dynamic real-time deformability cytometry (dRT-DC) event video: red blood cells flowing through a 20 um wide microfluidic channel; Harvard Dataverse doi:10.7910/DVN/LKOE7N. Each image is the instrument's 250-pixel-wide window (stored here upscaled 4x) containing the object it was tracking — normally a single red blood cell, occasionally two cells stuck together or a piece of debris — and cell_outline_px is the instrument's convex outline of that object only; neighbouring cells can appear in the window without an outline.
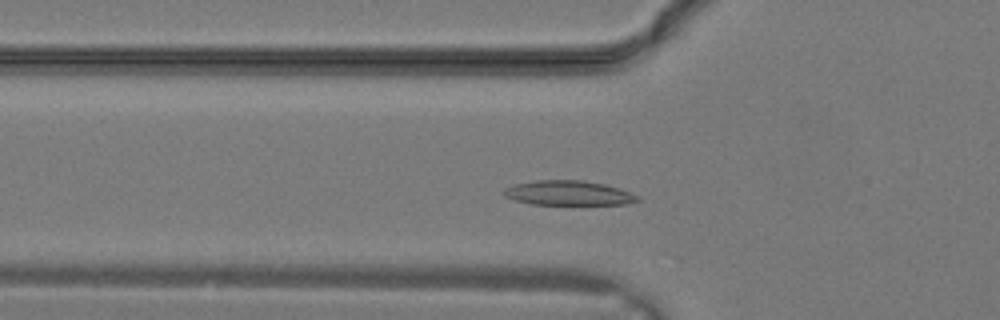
{"species": "common noctule bat (a hibernating species)", "species_latin": "Nyctalus noctula", "temperature_condition": "warm", "stored_images_in_passage": 8, "camera_frame_rate_fps": 3000, "um_per_image_px": 0.085, "animal": {"sex": "male", "body_mass_g": 19.2, "forearm_length_mm": 51.8}, "frame": {"image": 1, "passage_image": 7, "time_ms": 2.0, "image_size_px": [1000, 320], "cell_outline_px": [[640, 200], [628, 204], [532, 204], [516, 200], [504, 196], [500, 192], [504, 188], [516, 184], [532, 180], [584, 180], [604, 184], [620, 188], [640, 196]], "centroid_in_image_um": [48.32, 16.4], "position_along_channel_um": 77.5, "area_um2": 19.31}}